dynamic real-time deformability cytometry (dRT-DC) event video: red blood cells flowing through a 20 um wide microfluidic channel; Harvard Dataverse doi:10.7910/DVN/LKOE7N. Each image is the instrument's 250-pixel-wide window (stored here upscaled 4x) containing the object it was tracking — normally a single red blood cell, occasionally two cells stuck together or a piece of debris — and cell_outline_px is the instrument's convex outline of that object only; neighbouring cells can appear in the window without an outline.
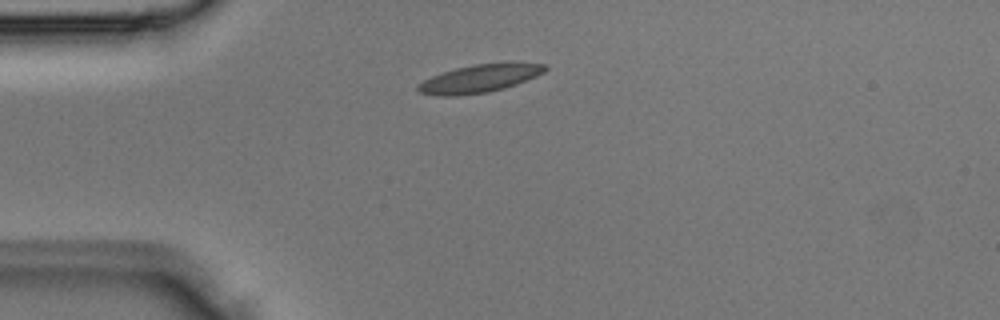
{"species": "Egyptian fruit bat (a non-hibernating species)", "species_latin": "Rousettus aegyptiacus", "temperature_condition": "room temperature", "stored_images_in_passage": 2, "camera_frame_rate_fps": 3000, "um_per_image_px": 0.085, "animal": {"sex": "male"}, "frame": {"image": 1, "passage_image": 2, "time_ms": 0.333, "image_size_px": [1000, 320], "cell_outline_px": [[548, 68], [544, 72], [536, 76], [516, 84], [504, 88], [488, 92], [456, 96], [436, 96], [420, 92], [416, 88], [424, 80], [432, 76], [456, 68], [476, 64], [548, 64]], "centroid_in_image_um": [40.73, 6.7], "position_along_channel_um": 44.3, "area_um2": 20.11}}